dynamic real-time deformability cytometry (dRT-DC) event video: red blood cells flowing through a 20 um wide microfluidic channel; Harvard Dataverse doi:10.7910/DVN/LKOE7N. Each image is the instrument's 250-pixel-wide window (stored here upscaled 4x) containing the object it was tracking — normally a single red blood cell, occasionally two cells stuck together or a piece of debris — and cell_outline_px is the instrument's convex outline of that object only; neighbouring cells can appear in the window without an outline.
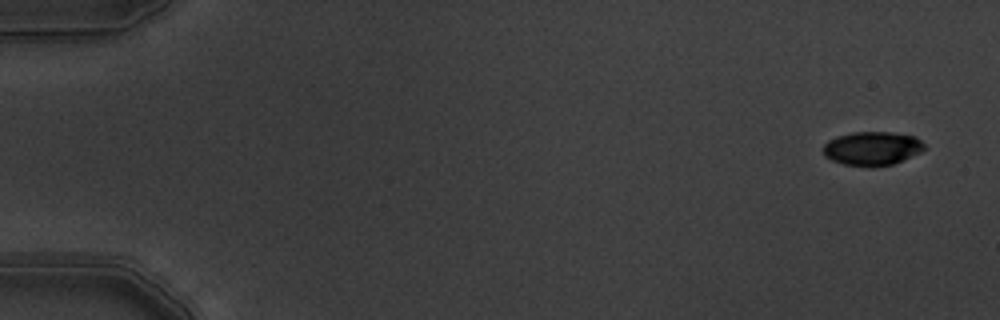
{"species": "common noctule bat (a hibernating species)", "species_latin": "Nyctalus noctula", "temperature_condition": "warm", "stored_images_in_passage": 6, "camera_frame_rate_fps": 3000, "um_per_image_px": 0.085, "animal": {"sex": "male", "body_mass_g": 19.5, "forearm_length_mm": 54.6}, "frame": {"image": 1, "passage_image": 1, "time_ms": 0.0, "image_size_px": [1000, 320], "cell_outline_px": [[924, 148], [920, 152], [892, 164], [872, 168], [868, 168], [844, 164], [832, 160], [824, 156], [824, 144], [828, 140], [836, 136], [852, 132], [892, 132], [916, 136], [924, 144]], "centroid_in_image_um": [74.11, 12.62], "position_along_channel_um": 10.9, "area_um2": 20.06}}
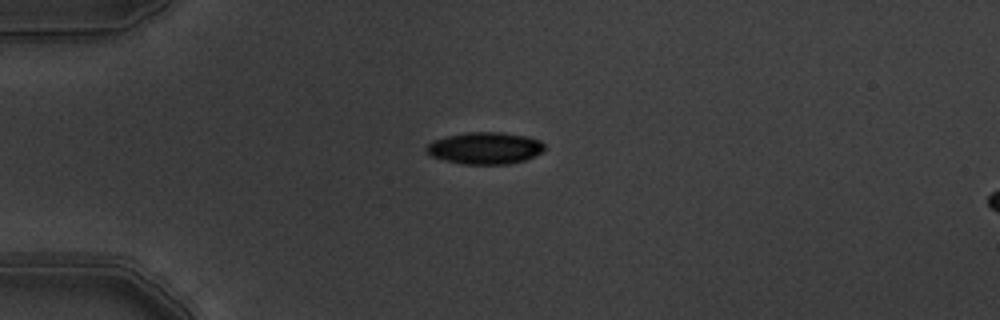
{"frame": {"image": 2, "passage_image": 4, "time_ms": 1.0, "image_size_px": [1000, 320], "cell_outline_px": [[544, 148], [540, 152], [524, 160], [508, 164], [464, 164], [444, 160], [432, 156], [424, 148], [432, 140], [448, 136], [468, 132], [500, 132], [524, 136], [540, 140], [544, 144]], "centroid_in_image_um": [41.19, 12.59], "position_along_channel_um": 43.8, "area_um2": 21.68}}
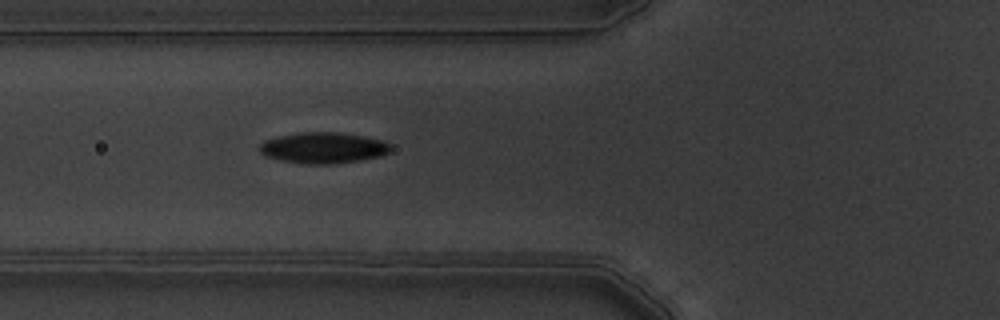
{"frame": {"image": 3, "passage_image": 6, "time_ms": 1.667, "image_size_px": [1000, 320], "cell_outline_px": [[392, 148], [388, 152], [380, 156], [360, 160], [332, 164], [304, 164], [280, 160], [264, 156], [260, 152], [260, 144], [264, 140], [280, 136], [300, 132], [336, 132], [364, 136], [384, 140]], "centroid_in_image_um": [27.46, 12.57], "position_along_channel_um": 98.3, "area_um2": 23.7}}